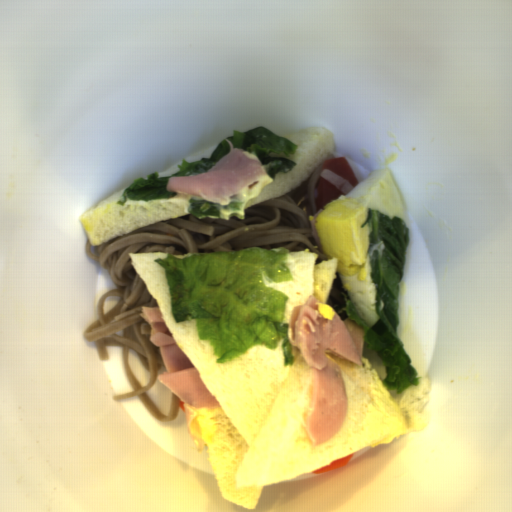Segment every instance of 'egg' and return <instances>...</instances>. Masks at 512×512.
Wrapping results in <instances>:
<instances>
[{
	"label": "egg",
	"mask_w": 512,
	"mask_h": 512,
	"mask_svg": "<svg viewBox=\"0 0 512 512\" xmlns=\"http://www.w3.org/2000/svg\"><path fill=\"white\" fill-rule=\"evenodd\" d=\"M368 209L405 221L399 189L389 168L374 170L347 194L325 205L315 219V229L323 254L337 259L339 279L360 318L373 327L380 319L376 284L371 278L370 226L361 227Z\"/></svg>",
	"instance_id": "egg-1"
}]
</instances>
